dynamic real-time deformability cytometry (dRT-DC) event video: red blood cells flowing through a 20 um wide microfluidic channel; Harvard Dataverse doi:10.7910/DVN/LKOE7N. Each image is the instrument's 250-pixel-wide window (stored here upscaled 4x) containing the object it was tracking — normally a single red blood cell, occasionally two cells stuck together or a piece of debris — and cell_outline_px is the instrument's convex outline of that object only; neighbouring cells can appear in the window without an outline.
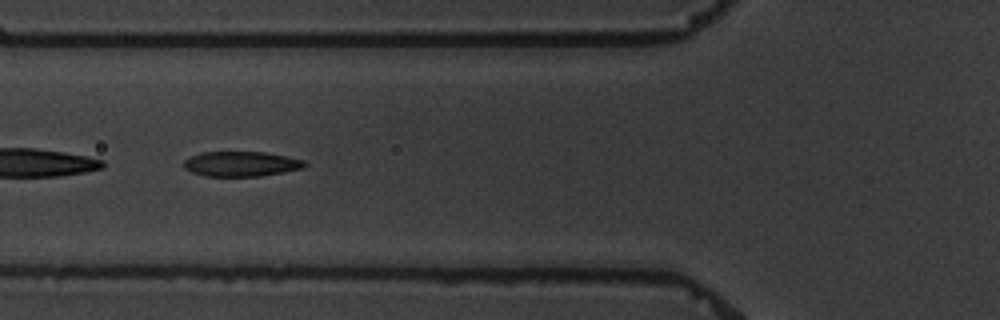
{"species": "common noctule bat (a hibernating species)", "species_latin": "Nyctalus noctula", "temperature_condition": "warm", "stored_images_in_passage": 4, "camera_frame_rate_fps": 3000, "um_per_image_px": 0.085, "animal": {"sex": "male", "body_mass_g": 19.5, "forearm_length_mm": 54.6}, "frame": {"image": 1, "passage_image": 3, "time_ms": 2.333, "image_size_px": [1000, 320], "cell_outline_px": [[308, 164], [304, 168], [284, 172], [260, 176], [204, 176], [192, 172], [184, 168], [184, 160], [188, 156], [200, 152], [264, 152], [304, 160]], "centroid_in_image_um": [20.47, 13.93], "position_along_channel_um": 105.3, "area_um2": 17.69}}